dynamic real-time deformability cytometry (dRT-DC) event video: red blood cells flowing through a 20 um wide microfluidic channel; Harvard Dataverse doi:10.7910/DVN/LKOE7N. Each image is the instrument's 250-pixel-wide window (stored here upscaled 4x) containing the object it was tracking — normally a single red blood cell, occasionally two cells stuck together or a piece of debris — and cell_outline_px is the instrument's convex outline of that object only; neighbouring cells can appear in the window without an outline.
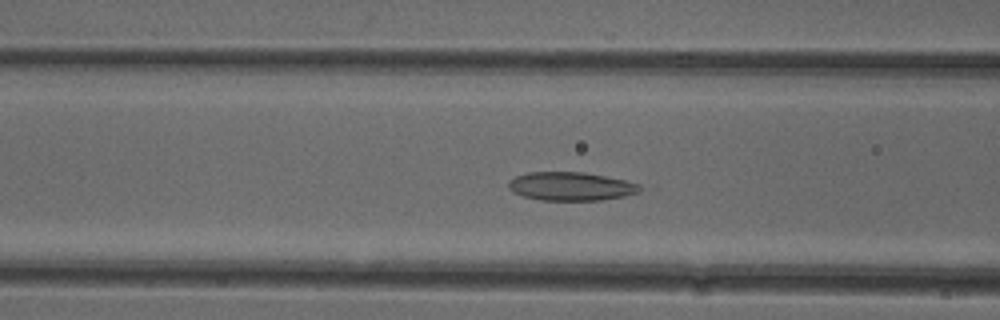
{"species": "common noctule bat (a hibernating species)", "species_latin": "Nyctalus noctula", "temperature_condition": "cold", "stored_images_in_passage": 50, "camera_frame_rate_fps": 3000, "um_per_image_px": 0.085, "animal": {"sex": "female"}, "frame": {"image": 1, "passage_image": 18, "time_ms": 5.667, "image_size_px": [1000, 320], "cell_outline_px": [[640, 192], [624, 196], [600, 200], [540, 200], [524, 196], [512, 192], [508, 188], [508, 180], [516, 176], [528, 172], [584, 172], [624, 180], [640, 184]], "centroid_in_image_um": [48.49, 15.83], "position_along_channel_um": 118.1, "area_um2": 21.79}}
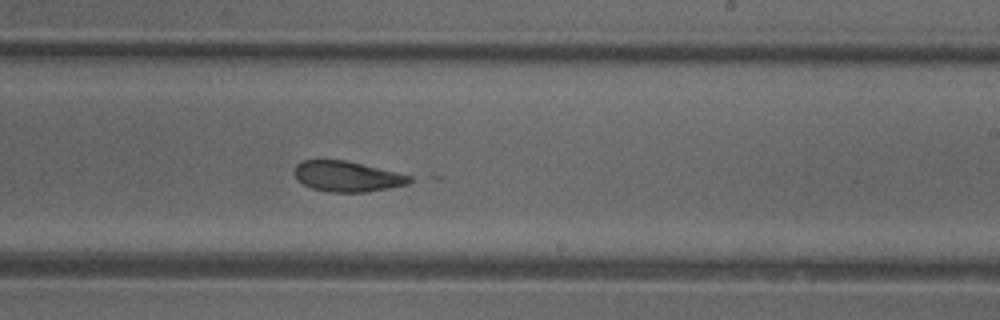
{"frame": {"image": 2, "passage_image": 29, "time_ms": 9.333, "image_size_px": [1000, 320], "cell_outline_px": [[412, 180], [408, 184], [368, 192], [328, 192], [312, 188], [296, 180], [296, 164], [304, 160], [344, 160], [396, 172], [412, 176]], "centroid_in_image_um": [29.51, 15.0], "position_along_channel_um": 259.5, "area_um2": 20.23}}
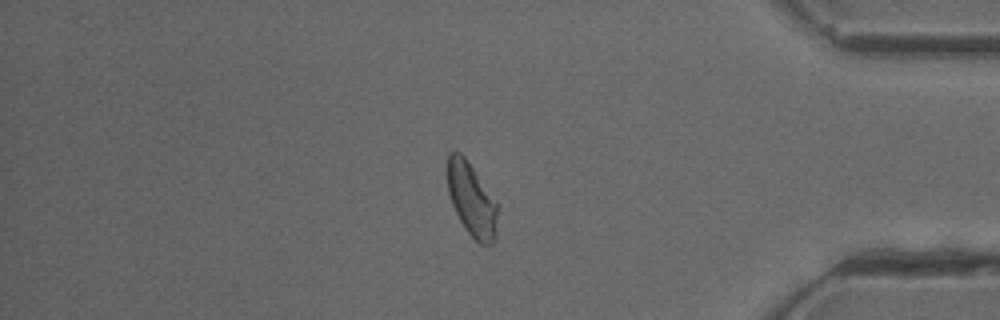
{"frame": {"image": 3, "passage_image": 42, "time_ms": 13.667, "image_size_px": [1000, 320], "cell_outline_px": [[500, 204], [496, 240], [492, 244], [480, 244], [464, 228], [452, 204], [448, 192], [448, 156], [452, 152], [460, 152], [464, 156]], "centroid_in_image_um": [40.16, 17.01], "position_along_channel_um": 395.0, "area_um2": 21.79}, "authors_computed_cell_mechanics": {"area_um2": 22.1663, "velocity_mm_per_s": 3.8573, "shape_relaxation_time_tau1_ms": null, "shape_relaxation_time_tau2_ms": 2.1897, "deformation_change_tau1": null, "deformation_change_tau2": 0.0941}}